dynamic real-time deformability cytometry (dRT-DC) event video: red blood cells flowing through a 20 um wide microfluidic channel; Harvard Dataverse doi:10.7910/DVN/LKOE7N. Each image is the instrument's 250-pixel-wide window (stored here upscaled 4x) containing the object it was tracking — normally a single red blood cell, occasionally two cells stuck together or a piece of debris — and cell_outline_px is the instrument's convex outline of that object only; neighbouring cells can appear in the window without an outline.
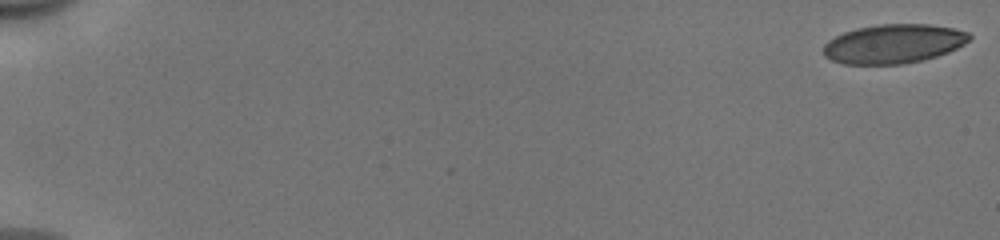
{"species": "human", "species_latin": "Homo sapiens", "temperature_condition": "cold", "stored_images_in_passage": 19, "camera_frame_rate_fps": 3000, "um_per_image_px": 0.085, "donor": {"sex": "male"}, "frame": {"image": 1, "passage_image": 1, "time_ms": 0.0, "image_size_px": [1000, 240], "cell_outline_px": [[972, 36], [964, 44], [948, 52], [924, 60], [900, 64], [844, 64], [832, 60], [824, 56], [824, 44], [828, 40], [844, 32], [856, 28], [880, 24], [928, 24], [952, 28], [968, 32]], "centroid_in_image_um": [75.94, 3.72], "position_along_channel_um": 9.1, "area_um2": 33.18}}
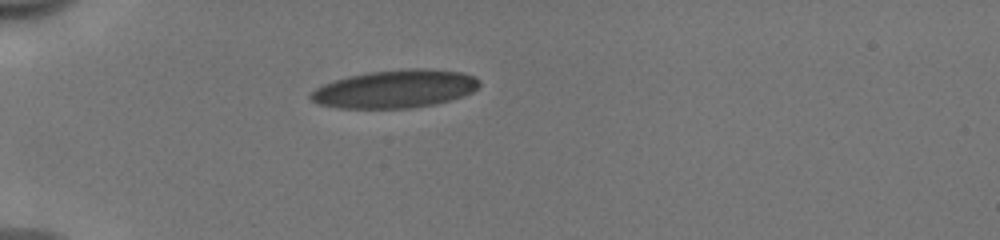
{"frame": {"image": 2, "passage_image": 14, "time_ms": 4.333, "image_size_px": [1000, 240], "cell_outline_px": [[480, 84], [472, 92], [464, 96], [436, 104], [412, 108], [336, 108], [320, 104], [312, 100], [308, 96], [316, 88], [324, 84], [348, 76], [368, 72], [404, 68], [424, 68], [460, 72], [476, 76], [480, 80]], "centroid_in_image_um": [33.62, 7.55], "position_along_channel_um": 51.4, "area_um2": 37.51}}
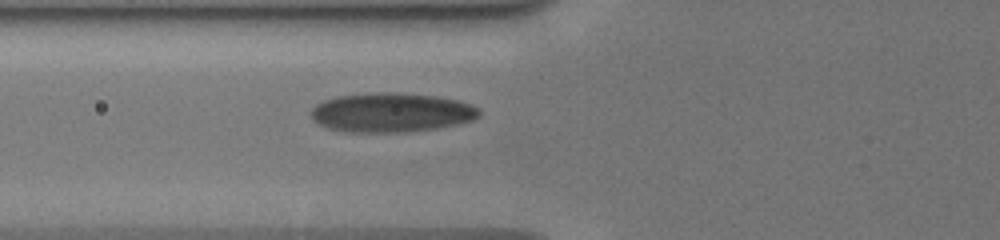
{"frame": {"image": 3, "passage_image": 19, "time_ms": 6.0, "image_size_px": [1000, 240], "cell_outline_px": [[480, 116], [472, 120], [456, 124], [436, 128], [408, 132], [348, 132], [328, 128], [316, 124], [312, 120], [312, 108], [316, 104], [324, 100], [336, 96], [380, 92], [392, 92], [436, 96], [456, 100], [472, 104], [480, 108]], "centroid_in_image_um": [33.25, 9.56], "position_along_channel_um": 92.5, "area_um2": 38.61}}